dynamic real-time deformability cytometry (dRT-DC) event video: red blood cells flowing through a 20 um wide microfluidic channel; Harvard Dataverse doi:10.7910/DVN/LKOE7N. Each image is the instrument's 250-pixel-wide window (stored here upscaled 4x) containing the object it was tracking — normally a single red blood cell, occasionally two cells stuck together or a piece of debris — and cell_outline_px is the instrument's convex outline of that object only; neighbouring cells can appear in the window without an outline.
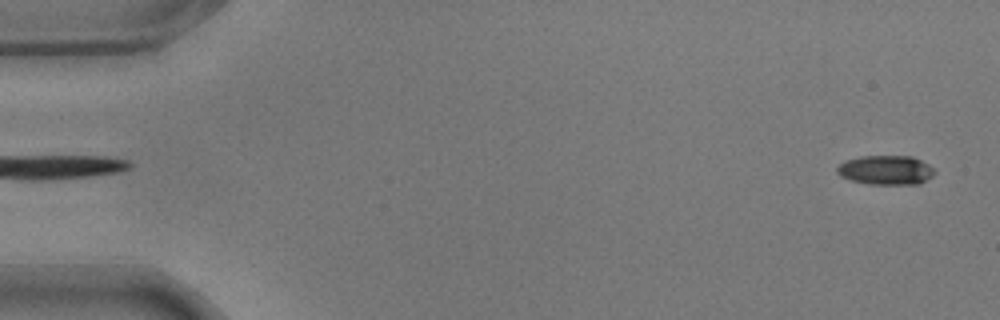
{"species": "common noctule bat (a hibernating species)", "species_latin": "Nyctalus noctula", "temperature_condition": "warm", "stored_images_in_passage": 57, "camera_frame_rate_fps": 3000, "um_per_image_px": 0.085, "animal": {"sex": "male", "body_mass_g": 17.9}, "frame": {"image": 1, "passage_image": 2, "time_ms": 0.333, "image_size_px": [1000, 320], "cell_outline_px": [[936, 172], [932, 176], [920, 184], [872, 184], [852, 180], [840, 176], [836, 172], [836, 168], [844, 160], [860, 156], [912, 156], [928, 164]], "centroid_in_image_um": [75.29, 14.45], "position_along_channel_um": 9.7, "area_um2": 16.65}}
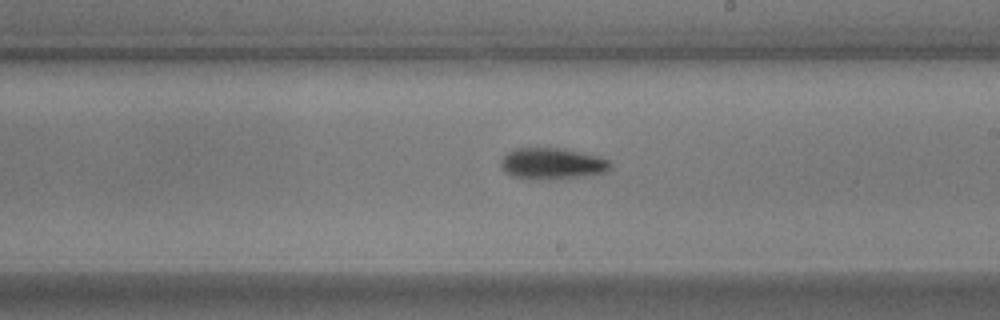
{"frame": {"image": 2, "passage_image": 33, "time_ms": 10.667, "image_size_px": [1000, 320], "cell_outline_px": [[612, 164], [604, 172], [584, 176], [548, 180], [532, 180], [512, 176], [504, 172], [500, 164], [500, 160], [508, 152], [516, 148], [564, 148], [596, 156], [608, 160]], "centroid_in_image_um": [46.87, 13.92], "position_along_channel_um": 242.1, "area_um2": 20.06}}
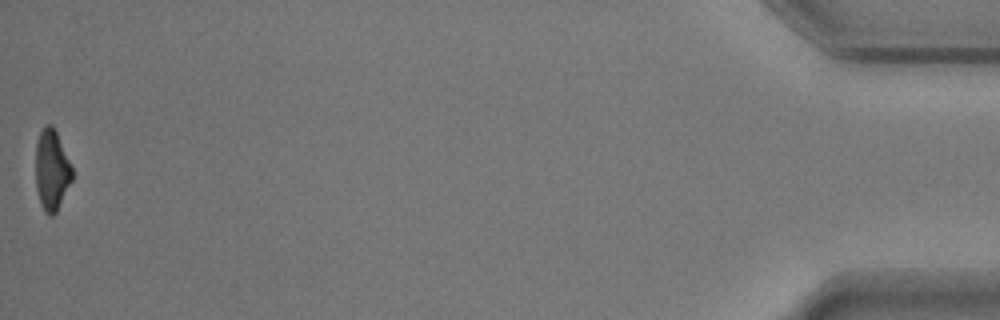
{"frame": {"image": 3, "passage_image": 57, "time_ms": 18.667, "image_size_px": [1000, 320], "cell_outline_px": [[72, 180], [56, 212], [52, 216], [48, 216], [44, 212], [40, 204], [36, 188], [36, 144], [40, 132], [48, 124], [52, 124], [72, 164]], "centroid_in_image_um": [4.4, 14.48], "position_along_channel_um": 430.8, "area_um2": 17.17}, "authors_computed_cell_mechanics": {"area_um2": 18.6694, "velocity_mm_per_s": 3.5459, "shape_relaxation_time_tau1_ms": 5.6698, "shape_relaxation_time_tau2_ms": null, "deformation_change_tau1": 0.1849, "deformation_change_tau2": null}}